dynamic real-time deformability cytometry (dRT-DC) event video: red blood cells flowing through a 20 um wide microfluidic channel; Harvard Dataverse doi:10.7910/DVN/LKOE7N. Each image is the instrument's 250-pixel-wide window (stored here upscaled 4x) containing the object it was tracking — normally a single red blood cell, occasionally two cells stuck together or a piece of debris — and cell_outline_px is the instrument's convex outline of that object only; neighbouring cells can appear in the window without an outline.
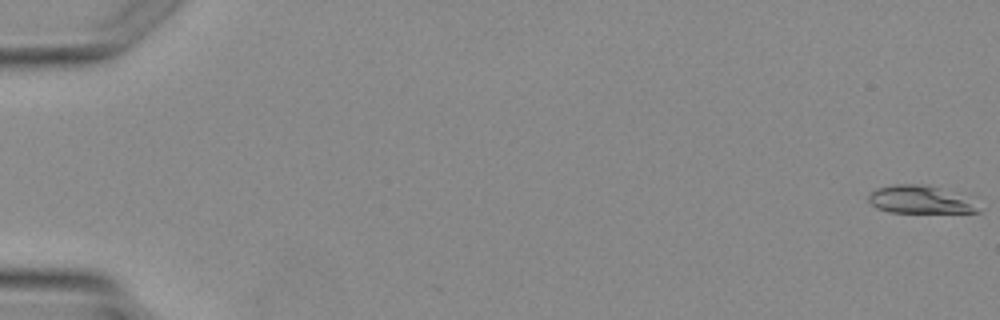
{"species": "Egyptian fruit bat (a non-hibernating species)", "species_latin": "Rousettus aegyptiacus", "temperature_condition": "warm", "stored_images_in_passage": 3, "camera_frame_rate_fps": 3000, "um_per_image_px": 0.085, "animal": {"sex": "female"}, "frame": {"image": 1, "passage_image": 3, "time_ms": 2.667, "image_size_px": [1000, 320], "cell_outline_px": [[980, 212], [888, 212], [876, 208], [868, 200], [868, 192], [876, 188], [892, 184], [928, 184], [976, 208]], "centroid_in_image_um": [77.87, 16.96], "position_along_channel_um": 7.1, "area_um2": 16.53}}